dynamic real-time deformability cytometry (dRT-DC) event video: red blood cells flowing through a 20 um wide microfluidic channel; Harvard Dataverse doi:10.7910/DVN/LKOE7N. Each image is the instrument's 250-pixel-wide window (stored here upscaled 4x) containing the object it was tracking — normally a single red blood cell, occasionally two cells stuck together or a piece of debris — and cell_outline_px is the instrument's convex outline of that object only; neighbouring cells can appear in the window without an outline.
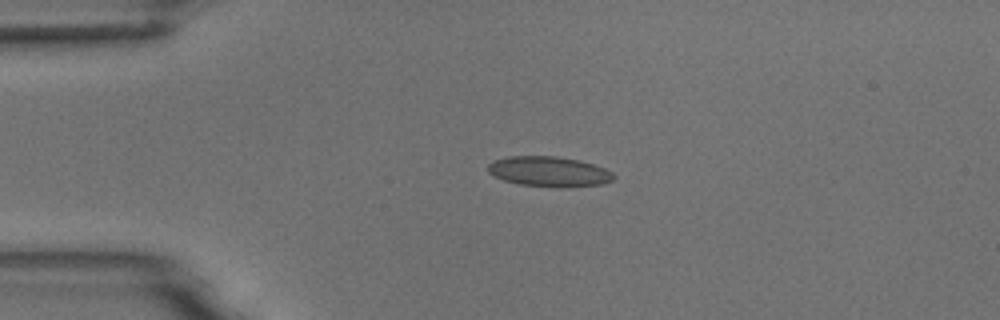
{"species": "common noctule bat (a hibernating species)", "species_latin": "Nyctalus noctula", "temperature_condition": "room temperature", "stored_images_in_passage": 2, "camera_frame_rate_fps": 3000, "um_per_image_px": 0.085, "animal": {"sex": "male", "body_mass_g": 18.8}, "frame": {"image": 1, "passage_image": 1, "time_ms": 0.0, "image_size_px": [1000, 320], "cell_outline_px": [[616, 176], [612, 180], [600, 184], [560, 188], [520, 184], [504, 180], [488, 172], [488, 164], [496, 160], [508, 156], [556, 156], [580, 160], [604, 168], [612, 172]], "centroid_in_image_um": [46.68, 14.58], "position_along_channel_um": 38.3, "area_um2": 21.96}}